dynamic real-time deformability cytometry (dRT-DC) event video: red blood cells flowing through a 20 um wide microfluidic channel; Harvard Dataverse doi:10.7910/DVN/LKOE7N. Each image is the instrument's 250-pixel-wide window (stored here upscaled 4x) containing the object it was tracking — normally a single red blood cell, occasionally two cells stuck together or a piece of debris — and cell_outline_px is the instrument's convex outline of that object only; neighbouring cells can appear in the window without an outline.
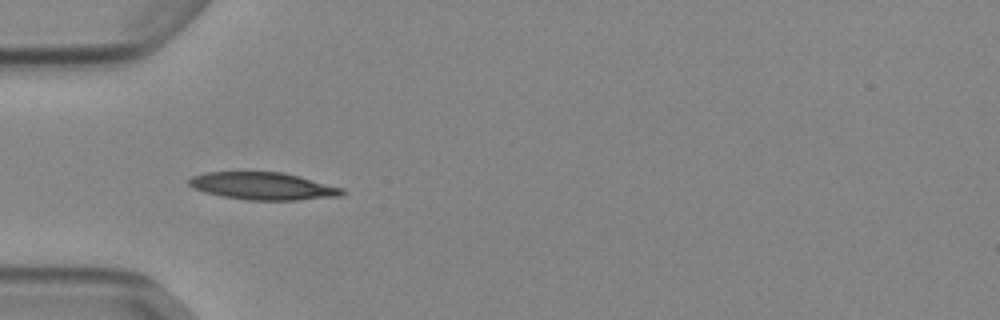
{"species": "Egyptian fruit bat (a non-hibernating species)", "species_latin": "Rousettus aegyptiacus", "temperature_condition": "cold", "stored_images_in_passage": 37, "camera_frame_rate_fps": 3000, "um_per_image_px": 0.085, "animal": {"sex": "female"}, "frame": {"image": 1, "passage_image": 1, "time_ms": 0.0, "image_size_px": [1000, 320], "cell_outline_px": [[348, 192], [340, 196], [296, 200], [248, 200], [224, 196], [204, 192], [192, 188], [188, 184], [188, 180], [192, 176], [204, 172], [284, 172], [344, 188]], "centroid_in_image_um": [22.37, 15.81], "position_along_channel_um": 62.6, "area_um2": 24.57}}
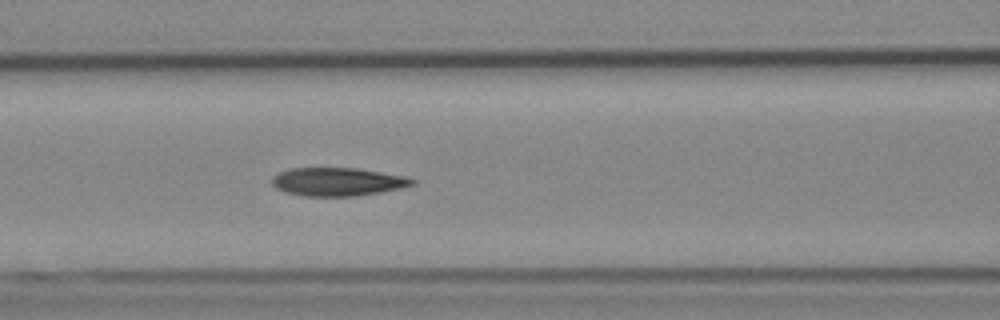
{"frame": {"image": 2, "passage_image": 7, "time_ms": 2.0, "image_size_px": [1000, 320], "cell_outline_px": [[416, 184], [400, 188], [380, 192], [356, 196], [304, 196], [284, 192], [276, 188], [272, 184], [272, 176], [280, 172], [292, 168], [356, 168], [408, 176], [416, 180]], "centroid_in_image_um": [28.72, 15.45], "position_along_channel_um": 137.9, "area_um2": 23.24}}
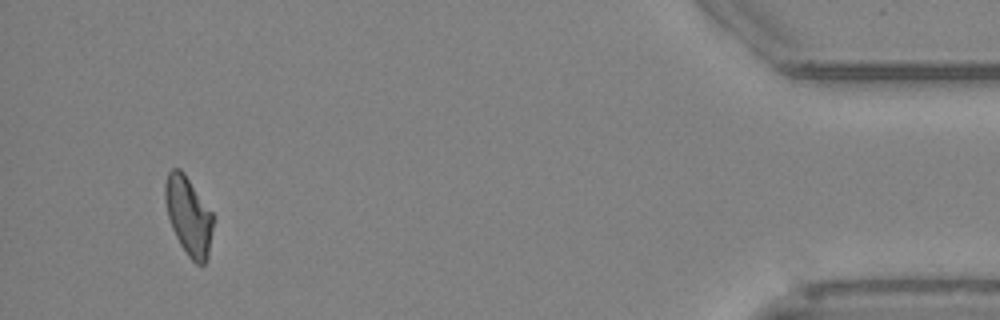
{"frame": {"image": 3, "passage_image": 34, "time_ms": 11.0, "image_size_px": [1000, 320], "cell_outline_px": [[212, 228], [208, 256], [204, 264], [196, 264], [188, 256], [180, 244], [172, 228], [168, 216], [164, 196], [164, 184], [168, 172], [172, 168], [180, 168], [184, 172], [212, 212]], "centroid_in_image_um": [16.0, 18.32], "position_along_channel_um": 419.2, "area_um2": 21.73}, "authors_computed_cell_mechanics": {"area_um2": 22.9466, "velocity_mm_per_s": 3.8789, "shape_relaxation_time_tau1_ms": 10.7732, "shape_relaxation_time_tau2_ms": 5.5438, "deformation_change_tau1": 0.2211, "deformation_change_tau2": 0.1221}}